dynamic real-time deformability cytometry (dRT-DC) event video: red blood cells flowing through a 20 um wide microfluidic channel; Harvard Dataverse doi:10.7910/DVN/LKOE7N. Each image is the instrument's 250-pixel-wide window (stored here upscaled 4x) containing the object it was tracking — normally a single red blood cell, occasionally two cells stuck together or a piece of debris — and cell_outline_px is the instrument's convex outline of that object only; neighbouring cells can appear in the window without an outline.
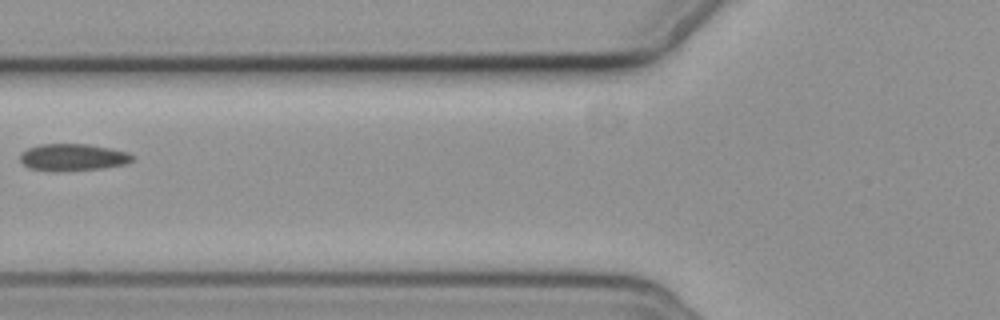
{"species": "common noctule bat (a hibernating species)", "species_latin": "Nyctalus noctula", "temperature_condition": "cold", "stored_images_in_passage": 3, "camera_frame_rate_fps": 3000, "um_per_image_px": 0.085, "animal": {"sex": "female", "body_mass_g": 19.3, "forearm_length_mm": 54.1}, "frame": {"image": 1, "passage_image": 2, "time_ms": 1.333, "image_size_px": [1000, 320], "cell_outline_px": [[136, 156], [132, 160], [124, 164], [100, 168], [28, 168], [20, 160], [20, 152], [28, 148], [40, 144], [88, 144], [112, 148], [128, 152]], "centroid_in_image_um": [6.24, 13.3], "position_along_channel_um": 119.6, "area_um2": 16.76}}
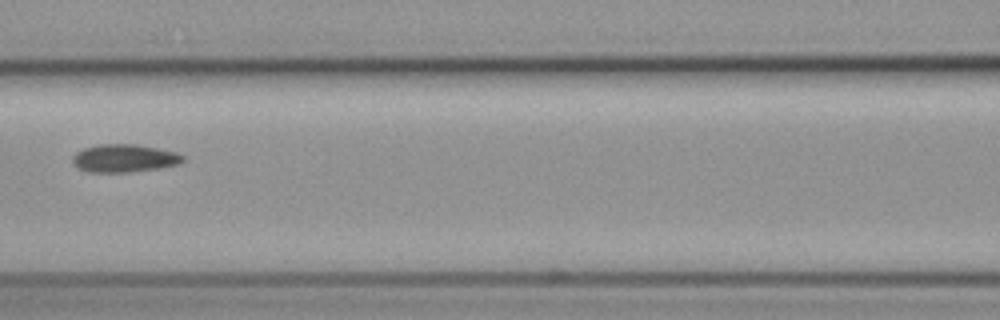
{"frame": {"image": 2, "passage_image": 3, "time_ms": 2.333, "image_size_px": [1000, 320], "cell_outline_px": [[184, 160], [180, 164], [160, 168], [128, 172], [88, 172], [80, 168], [72, 160], [72, 156], [76, 152], [84, 148], [100, 144], [136, 144], [176, 152], [184, 156]], "centroid_in_image_um": [10.58, 13.45], "position_along_channel_um": 156.0, "area_um2": 17.86}}